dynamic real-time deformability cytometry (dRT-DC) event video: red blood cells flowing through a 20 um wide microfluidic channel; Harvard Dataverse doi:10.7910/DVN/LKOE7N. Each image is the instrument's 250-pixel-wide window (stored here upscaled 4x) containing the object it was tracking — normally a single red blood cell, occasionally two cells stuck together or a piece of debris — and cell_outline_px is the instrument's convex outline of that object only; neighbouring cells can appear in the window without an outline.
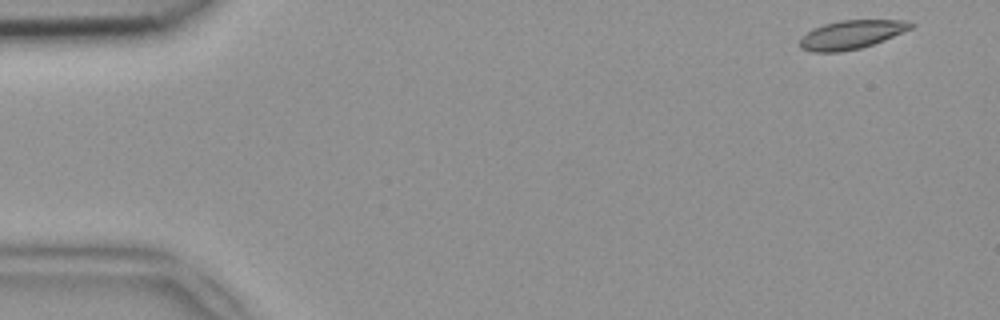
{"species": "common noctule bat (a hibernating species)", "species_latin": "Nyctalus noctula", "temperature_condition": "room temperature", "stored_images_in_passage": 48, "camera_frame_rate_fps": 3000, "um_per_image_px": 0.085, "animal": {"sex": "female", "body_mass_g": 18.4}, "frame": {"image": 1, "passage_image": 1, "time_ms": 0.0, "image_size_px": [1000, 320], "cell_outline_px": [[916, 24], [912, 28], [884, 40], [860, 48], [840, 52], [812, 52], [800, 48], [800, 40], [812, 28], [824, 24], [840, 20], [904, 20]], "centroid_in_image_um": [72.37, 2.94], "position_along_channel_um": 12.6, "area_um2": 18.44}}
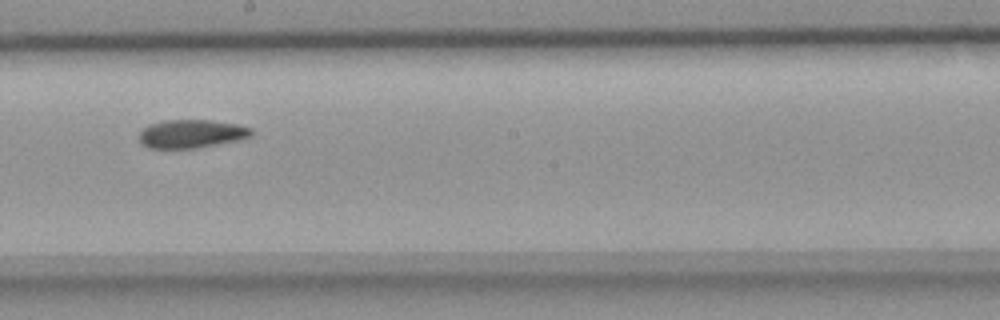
{"frame": {"image": 2, "passage_image": 26, "time_ms": 8.333, "image_size_px": [1000, 320], "cell_outline_px": [[252, 136], [240, 140], [196, 148], [148, 148], [140, 144], [140, 132], [148, 124], [164, 120], [212, 120], [236, 124], [252, 128]], "centroid_in_image_um": [16.27, 11.37], "position_along_channel_um": 231.9, "area_um2": 18.67}}
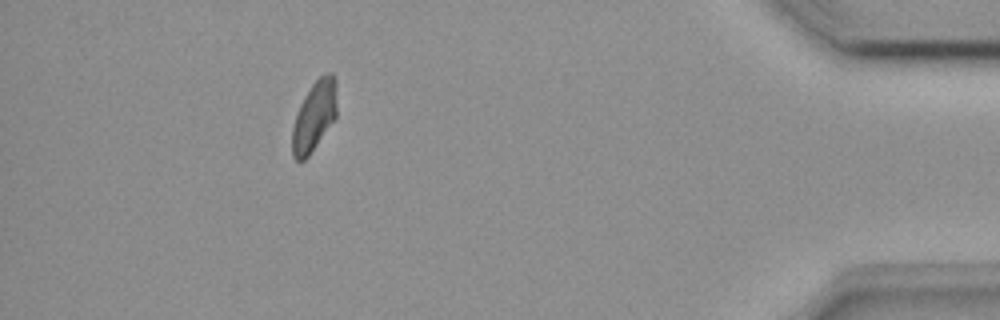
{"frame": {"image": 3, "passage_image": 43, "time_ms": 14.0, "image_size_px": [1000, 320], "cell_outline_px": [[336, 116], [308, 156], [304, 160], [296, 160], [292, 156], [292, 128], [300, 104], [304, 96], [312, 84], [320, 76], [328, 72], [332, 72], [336, 80]], "centroid_in_image_um": [26.7, 9.84], "position_along_channel_um": 408.5, "area_um2": 17.92}}